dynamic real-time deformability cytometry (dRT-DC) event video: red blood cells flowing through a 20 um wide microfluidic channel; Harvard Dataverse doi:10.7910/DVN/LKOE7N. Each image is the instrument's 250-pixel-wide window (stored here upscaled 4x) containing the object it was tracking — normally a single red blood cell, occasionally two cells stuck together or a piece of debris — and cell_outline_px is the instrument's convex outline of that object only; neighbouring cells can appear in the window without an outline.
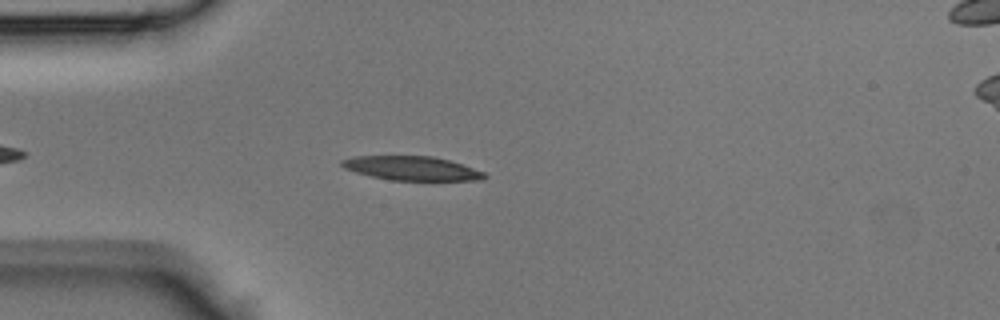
{"species": "Egyptian fruit bat (a non-hibernating species)", "species_latin": "Rousettus aegyptiacus", "temperature_condition": "room temperature", "stored_images_in_passage": 35, "camera_frame_rate_fps": 3000, "um_per_image_px": 0.085, "animal": {"sex": "male"}, "frame": {"image": 1, "passage_image": 6, "time_ms": 1.667, "image_size_px": [1000, 320], "cell_outline_px": [[488, 176], [484, 180], [392, 180], [372, 176], [356, 172], [344, 168], [340, 164], [340, 160], [352, 156], [432, 156], [448, 160], [484, 172]], "centroid_in_image_um": [34.97, 14.3], "position_along_channel_um": 50.0, "area_um2": 19.83}}
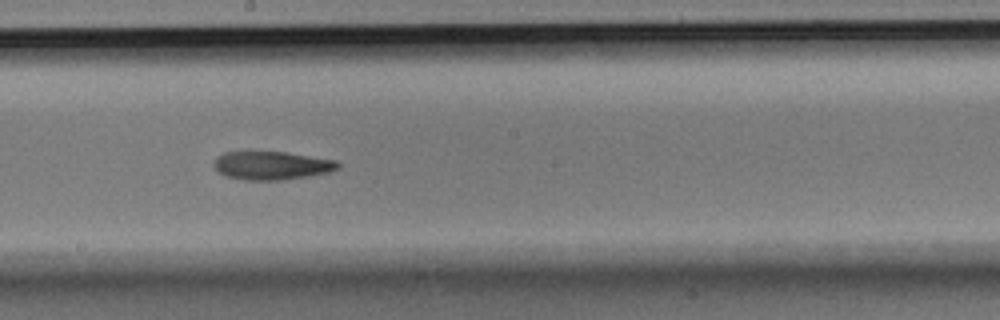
{"frame": {"image": 2, "passage_image": 18, "time_ms": 5.667, "image_size_px": [1000, 320], "cell_outline_px": [[340, 168], [328, 172], [308, 176], [280, 180], [244, 180], [228, 176], [220, 172], [212, 164], [216, 156], [224, 152], [284, 152], [336, 160], [340, 164]], "centroid_in_image_um": [23.09, 14.06], "position_along_channel_um": 225.1, "area_um2": 20.35}}
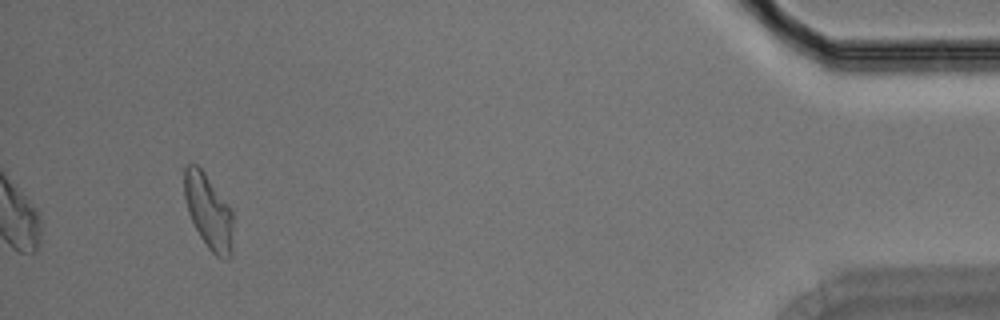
{"frame": {"image": 3, "passage_image": 35, "time_ms": 11.333, "image_size_px": [1000, 320], "cell_outline_px": [[232, 256], [228, 260], [224, 260], [216, 256], [208, 248], [200, 236], [188, 212], [184, 196], [184, 164], [196, 164], [204, 172], [232, 212]], "centroid_in_image_um": [17.71, 18.01], "position_along_channel_um": 417.5, "area_um2": 20.98}}